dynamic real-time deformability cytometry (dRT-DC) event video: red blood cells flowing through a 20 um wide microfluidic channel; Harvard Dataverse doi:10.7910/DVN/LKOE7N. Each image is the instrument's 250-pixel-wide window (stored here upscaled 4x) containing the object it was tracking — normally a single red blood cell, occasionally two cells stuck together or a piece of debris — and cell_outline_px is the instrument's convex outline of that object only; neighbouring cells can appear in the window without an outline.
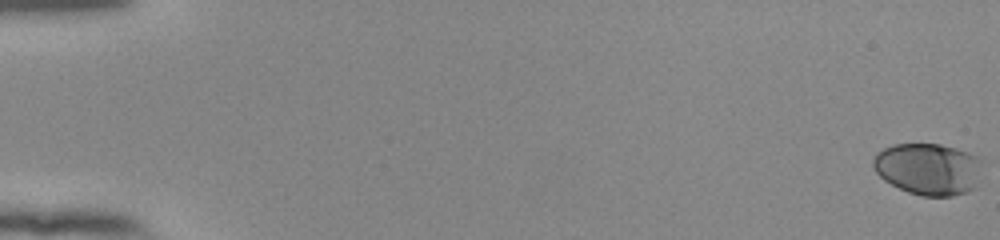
{"species": "human", "species_latin": "Homo sapiens", "temperature_condition": "room temperature", "stored_images_in_passage": 56, "camera_frame_rate_fps": 3000, "um_per_image_px": 0.085, "donor": {"sex": "female"}, "frame": {"image": 1, "passage_image": 1, "time_ms": 0.0, "image_size_px": [1000, 240], "cell_outline_px": [[984, 160], [976, 188], [968, 192], [952, 196], [920, 196], [908, 192], [884, 180], [876, 172], [872, 164], [872, 160], [876, 152], [892, 144], [940, 144], [956, 148], [968, 152]], "centroid_in_image_um": [78.93, 14.36], "position_along_channel_um": 6.1, "area_um2": 33.41}}
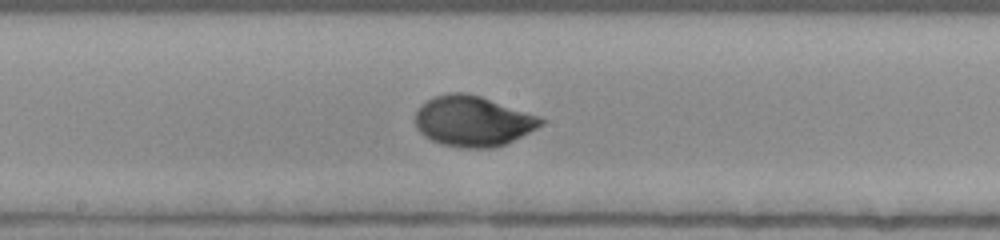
{"frame": {"image": 2, "passage_image": 32, "time_ms": 10.333, "image_size_px": [1000, 240], "cell_outline_px": [[544, 124], [504, 144], [492, 148], [464, 148], [440, 144], [424, 136], [416, 128], [416, 108], [420, 104], [436, 96], [448, 92], [464, 92], [480, 96], [540, 116], [544, 120]], "centroid_in_image_um": [40.16, 10.29], "position_along_channel_um": 208.0, "area_um2": 36.82}}
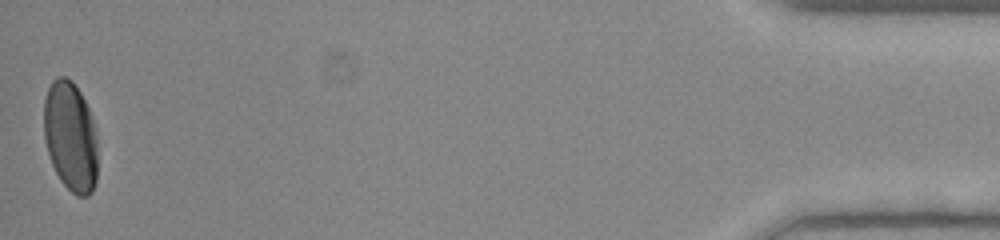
{"frame": {"image": 3, "passage_image": 56, "time_ms": 18.333, "image_size_px": [1000, 240], "cell_outline_px": [[96, 180], [92, 192], [88, 196], [76, 196], [60, 180], [52, 164], [44, 140], [44, 100], [48, 88], [52, 80], [56, 76], [64, 76], [72, 80], [80, 92], [88, 108], [96, 128]], "centroid_in_image_um": [5.98, 11.58], "position_along_channel_um": 429.2, "area_um2": 34.56}, "authors_computed_cell_mechanics": {"area_um2": 34.4488, "velocity_mm_per_s": 3.8438, "shape_relaxation_time_tau1_ms": 3.3313, "shape_relaxation_time_tau2_ms": null, "deformation_change_tau1": 0.1604, "deformation_change_tau2": null}}